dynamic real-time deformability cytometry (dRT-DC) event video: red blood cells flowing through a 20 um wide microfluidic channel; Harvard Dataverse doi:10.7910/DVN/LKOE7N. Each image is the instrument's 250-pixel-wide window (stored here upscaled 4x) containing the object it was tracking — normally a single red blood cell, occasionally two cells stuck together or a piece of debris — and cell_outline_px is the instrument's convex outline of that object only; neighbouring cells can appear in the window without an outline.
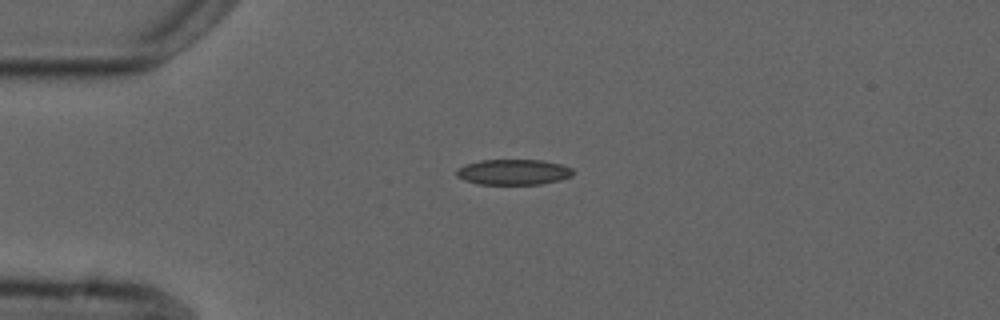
{"species": "common noctule bat (a hibernating species)", "species_latin": "Nyctalus noctula", "temperature_condition": "cold", "stored_images_in_passage": 3, "camera_frame_rate_fps": 3000, "um_per_image_px": 0.085, "animal": {"sex": "male", "forearm_length_mm": 52.5}, "frame": {"image": 1, "passage_image": 3, "time_ms": 2.333, "image_size_px": [1000, 320], "cell_outline_px": [[572, 176], [560, 180], [540, 184], [476, 184], [464, 180], [456, 176], [456, 168], [464, 164], [480, 160], [544, 160], [560, 164], [572, 168]], "centroid_in_image_um": [43.6, 14.62], "position_along_channel_um": 41.4, "area_um2": 17.46}}